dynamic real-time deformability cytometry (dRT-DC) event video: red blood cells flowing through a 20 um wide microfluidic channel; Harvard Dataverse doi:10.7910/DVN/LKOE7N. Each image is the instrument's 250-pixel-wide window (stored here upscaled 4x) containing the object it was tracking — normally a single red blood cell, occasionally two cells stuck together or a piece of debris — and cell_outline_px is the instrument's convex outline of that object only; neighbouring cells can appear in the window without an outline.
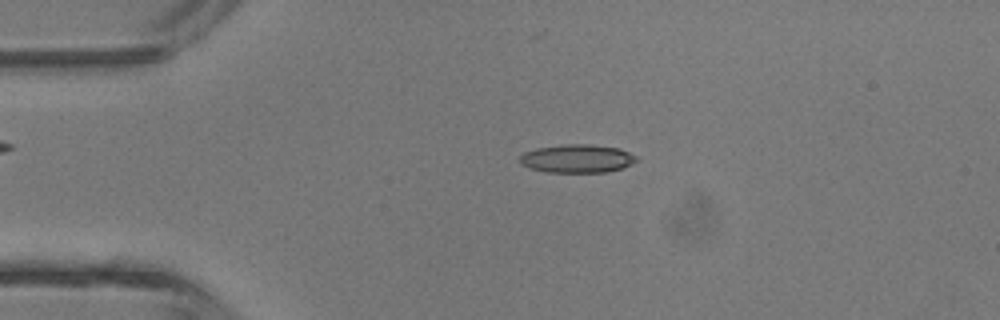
{"species": "common noctule bat (a hibernating species)", "species_latin": "Nyctalus noctula", "temperature_condition": "room temperature", "stored_images_in_passage": 1, "camera_frame_rate_fps": 3000, "um_per_image_px": 0.085, "animal": {"sex": "male", "body_mass_g": 13.3}, "frame": {"image": 1, "passage_image": 1, "time_ms": 0.0, "image_size_px": [1000, 320], "cell_outline_px": [[640, 160], [624, 168], [608, 172], [544, 172], [528, 168], [520, 164], [520, 156], [524, 152], [536, 148], [568, 144], [588, 144], [620, 148], [636, 156]], "centroid_in_image_um": [49.07, 13.49], "position_along_channel_um": 35.9, "area_um2": 19.48}}